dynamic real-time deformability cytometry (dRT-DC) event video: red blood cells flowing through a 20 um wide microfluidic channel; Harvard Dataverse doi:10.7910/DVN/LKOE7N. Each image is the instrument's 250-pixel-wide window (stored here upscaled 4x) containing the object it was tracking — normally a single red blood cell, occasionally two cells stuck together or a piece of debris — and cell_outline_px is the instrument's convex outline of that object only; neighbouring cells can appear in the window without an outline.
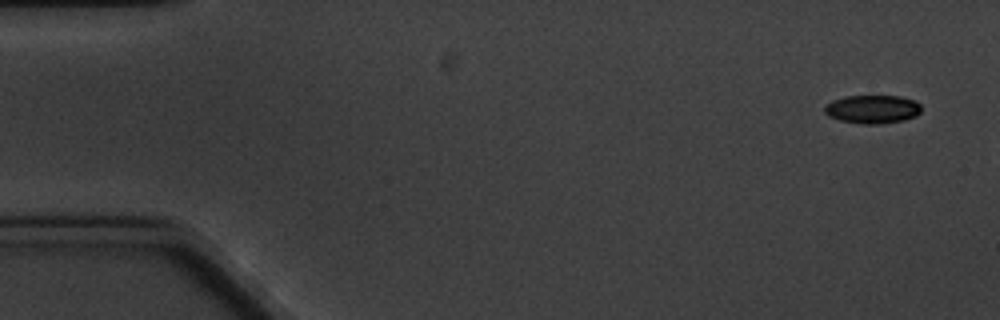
{"species": "common noctule bat (a hibernating species)", "species_latin": "Nyctalus noctula", "temperature_condition": "cold", "stored_images_in_passage": 4, "camera_frame_rate_fps": 3000, "um_per_image_px": 0.085, "animal": {"sex": "male", "body_mass_g": 20.1, "forearm_length_mm": 53.5}, "frame": {"image": 1, "passage_image": 1, "time_ms": 0.0, "image_size_px": [1000, 320], "cell_outline_px": [[920, 112], [916, 116], [904, 120], [880, 124], [860, 124], [840, 120], [828, 116], [824, 112], [824, 108], [832, 100], [844, 96], [900, 96], [916, 100], [920, 104]], "centroid_in_image_um": [74.17, 9.28], "position_along_channel_um": 10.8, "area_um2": 16.13}}